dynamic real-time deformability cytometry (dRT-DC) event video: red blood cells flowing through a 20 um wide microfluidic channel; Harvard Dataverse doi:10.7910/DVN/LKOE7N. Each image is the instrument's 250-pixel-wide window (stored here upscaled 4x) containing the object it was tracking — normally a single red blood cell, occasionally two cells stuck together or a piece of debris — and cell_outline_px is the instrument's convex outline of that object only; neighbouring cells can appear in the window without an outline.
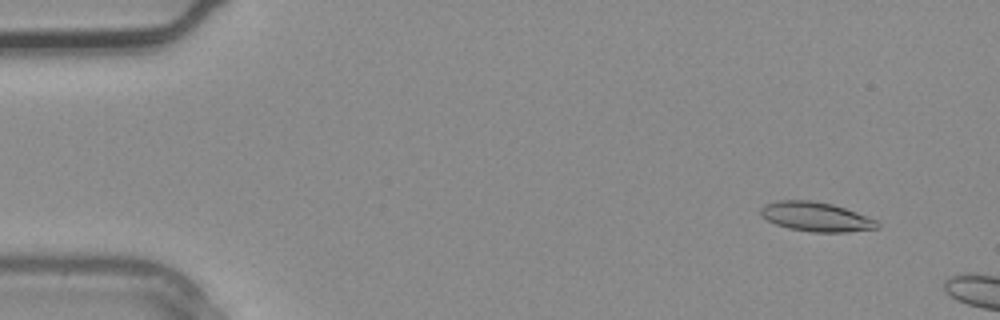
{"species": "common noctule bat (a hibernating species)", "species_latin": "Nyctalus noctula", "temperature_condition": "warm", "stored_images_in_passage": 3, "segment_of_instrument_passage": [2, 2], "camera_frame_rate_fps": 3000, "um_per_image_px": 0.085, "animal": {"sex": "male", "body_mass_g": 20.4}, "frame": {"image": 1, "passage_image": 3, "time_ms": 0.667, "image_size_px": [1000, 320], "cell_outline_px": [[880, 228], [848, 232], [812, 232], [788, 228], [776, 224], [760, 216], [760, 208], [764, 204], [780, 200], [808, 200], [832, 204], [880, 220]], "centroid_in_image_um": [69.39, 18.43], "position_along_channel_um": 15.6, "area_um2": 20.11}}